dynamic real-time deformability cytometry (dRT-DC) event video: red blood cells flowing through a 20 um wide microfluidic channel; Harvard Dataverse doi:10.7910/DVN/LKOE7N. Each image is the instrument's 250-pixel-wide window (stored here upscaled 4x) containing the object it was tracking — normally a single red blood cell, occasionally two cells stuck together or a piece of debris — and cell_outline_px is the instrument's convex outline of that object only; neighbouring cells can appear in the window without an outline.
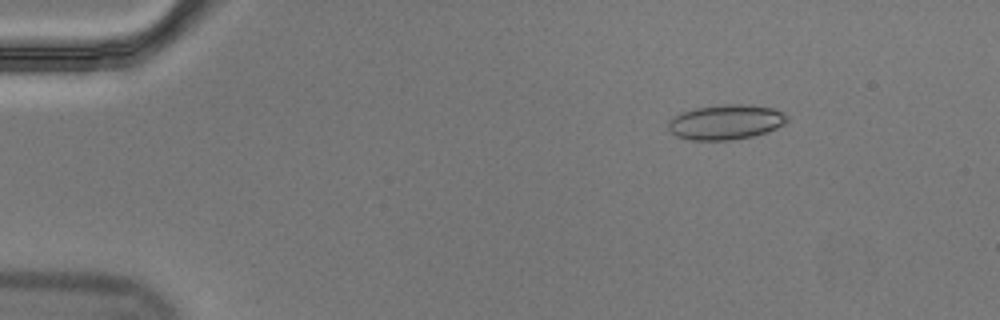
{"species": "Egyptian fruit bat (a non-hibernating species)", "species_latin": "Rousettus aegyptiacus", "temperature_condition": "cold", "stored_images_in_passage": 17, "camera_frame_rate_fps": 3000, "um_per_image_px": 0.085, "animal": {"sex": "male"}, "frame": {"image": 1, "passage_image": 8, "time_ms": 2.333, "image_size_px": [1000, 320], "cell_outline_px": [[788, 120], [784, 124], [776, 128], [752, 136], [732, 140], [688, 140], [676, 136], [668, 132], [668, 124], [680, 112], [696, 108], [724, 104], [744, 104], [772, 108], [784, 112], [788, 116]], "centroid_in_image_um": [61.69, 10.38], "position_along_channel_um": 23.3, "area_um2": 24.16}}